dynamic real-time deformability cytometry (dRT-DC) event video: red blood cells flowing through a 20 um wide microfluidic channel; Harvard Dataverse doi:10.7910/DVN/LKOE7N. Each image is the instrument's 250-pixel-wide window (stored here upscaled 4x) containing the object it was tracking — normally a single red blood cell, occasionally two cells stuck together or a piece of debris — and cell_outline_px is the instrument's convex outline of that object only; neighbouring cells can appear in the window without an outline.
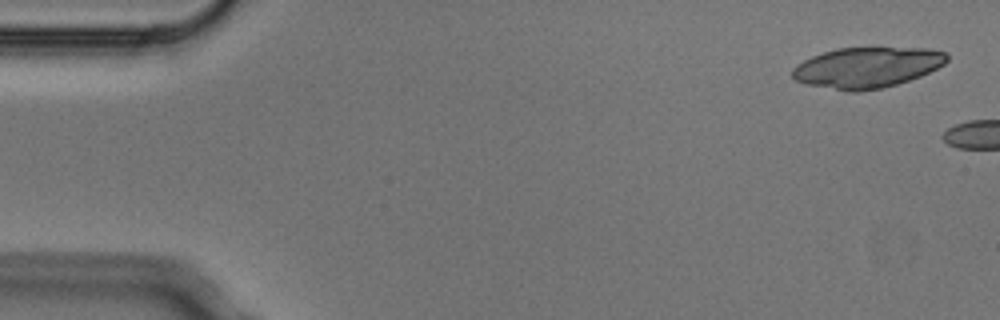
{"species": "Egyptian fruit bat (a non-hibernating species)", "species_latin": "Rousettus aegyptiacus", "temperature_condition": "cold", "stored_images_in_passage": 2, "camera_frame_rate_fps": 3000, "um_per_image_px": 0.085, "animal": {"sex": "male"}, "frame": {"image": 1, "passage_image": 1, "time_ms": 0.0, "image_size_px": [1000, 320], "cell_outline_px": [[948, 60], [944, 64], [920, 76], [896, 84], [880, 88], [856, 92], [848, 92], [804, 84], [796, 80], [792, 76], [792, 68], [796, 64], [812, 56], [836, 48], [928, 48], [944, 52], [948, 56]], "centroid_in_image_um": [73.65, 5.74], "position_along_channel_um": 11.3, "area_um2": 36.53}}